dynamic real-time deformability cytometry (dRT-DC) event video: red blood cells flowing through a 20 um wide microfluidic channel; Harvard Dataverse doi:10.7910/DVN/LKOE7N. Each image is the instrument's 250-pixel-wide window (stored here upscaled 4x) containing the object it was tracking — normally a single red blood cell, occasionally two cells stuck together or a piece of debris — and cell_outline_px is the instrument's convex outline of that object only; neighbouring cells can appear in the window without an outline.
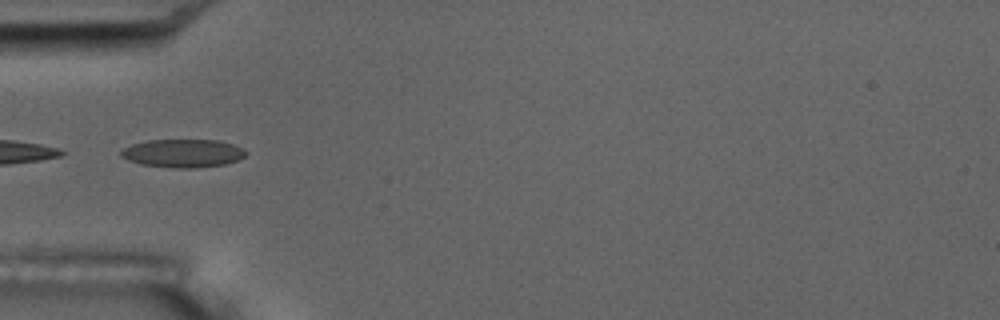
{"species": "common noctule bat (a hibernating species)", "species_latin": "Nyctalus noctula", "temperature_condition": "room temperature", "stored_images_in_passage": 13, "camera_frame_rate_fps": 3000, "um_per_image_px": 0.085, "animal": {"sex": "male", "body_mass_g": 17.5, "forearm_length_mm": 52.3}, "frame": {"image": 1, "passage_image": 4, "time_ms": 1.0, "image_size_px": [1000, 320], "cell_outline_px": [[248, 152], [244, 156], [236, 160], [224, 164], [196, 168], [176, 168], [140, 164], [128, 160], [120, 156], [120, 152], [124, 148], [132, 144], [148, 140], [220, 140], [232, 144]], "centroid_in_image_um": [15.52, 13.02], "position_along_channel_um": 69.5, "area_um2": 20.4}}